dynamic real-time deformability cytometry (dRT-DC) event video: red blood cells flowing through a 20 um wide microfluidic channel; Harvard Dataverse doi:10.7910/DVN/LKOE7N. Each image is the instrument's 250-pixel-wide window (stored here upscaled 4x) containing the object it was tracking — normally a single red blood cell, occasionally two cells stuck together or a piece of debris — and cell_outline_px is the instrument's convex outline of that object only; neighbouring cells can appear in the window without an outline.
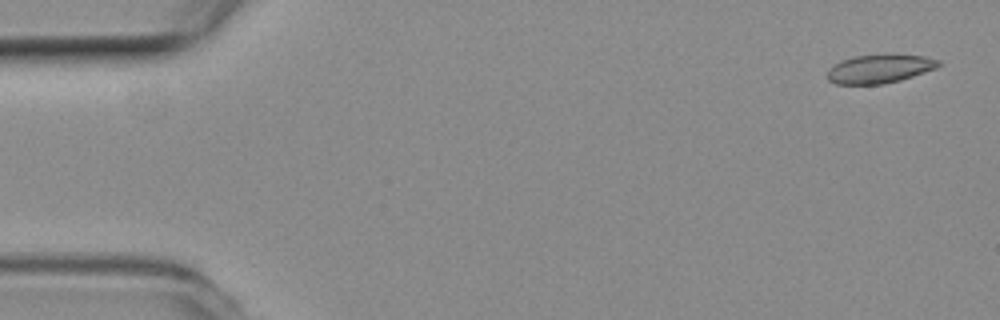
{"species": "common noctule bat (a hibernating species)", "species_latin": "Nyctalus noctula", "temperature_condition": "room temperature", "stored_images_in_passage": 14, "camera_frame_rate_fps": 3000, "um_per_image_px": 0.085, "animal": {"sex": "female", "body_mass_g": 19.3, "forearm_length_mm": 54.1}, "frame": {"image": 1, "passage_image": 1, "time_ms": 0.0, "image_size_px": [1000, 320], "cell_outline_px": [[940, 64], [936, 68], [900, 80], [884, 84], [836, 84], [828, 80], [828, 68], [852, 56], [924, 56], [940, 60]], "centroid_in_image_um": [74.74, 5.88], "position_along_channel_um": 10.3, "area_um2": 17.92}}
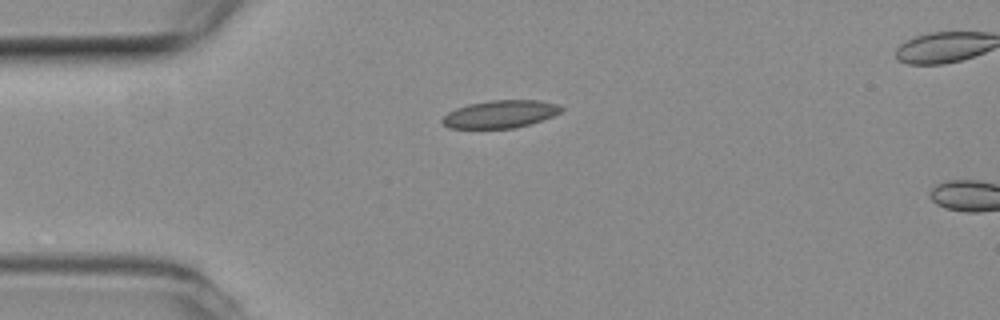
{"frame": {"image": 2, "passage_image": 12, "time_ms": 3.667, "image_size_px": [1000, 320], "cell_outline_px": [[564, 108], [560, 112], [552, 116], [528, 124], [512, 128], [448, 128], [440, 120], [448, 112], [456, 108], [468, 104], [492, 100], [540, 100], [556, 104]], "centroid_in_image_um": [42.49, 9.69], "position_along_channel_um": 42.5, "area_um2": 18.96}}